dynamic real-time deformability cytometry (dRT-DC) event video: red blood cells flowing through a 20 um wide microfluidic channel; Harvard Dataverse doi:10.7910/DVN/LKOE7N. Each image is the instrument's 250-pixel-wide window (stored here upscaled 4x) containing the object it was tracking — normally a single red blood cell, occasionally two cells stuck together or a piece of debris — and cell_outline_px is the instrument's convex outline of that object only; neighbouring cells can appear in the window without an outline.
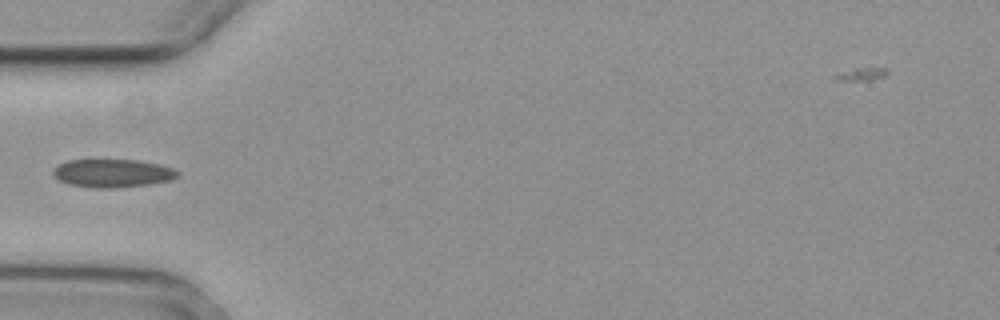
{"species": "common noctule bat (a hibernating species)", "species_latin": "Nyctalus noctula", "temperature_condition": "cold", "stored_images_in_passage": 6, "camera_frame_rate_fps": 3000, "um_per_image_px": 0.085, "animal": {"sex": "female", "body_mass_g": 29.2, "forearm_length_mm": 56.3}, "frame": {"image": 1, "passage_image": 5, "time_ms": 1.333, "image_size_px": [1000, 320], "cell_outline_px": [[180, 176], [172, 180], [148, 184], [112, 188], [92, 188], [68, 184], [52, 176], [52, 168], [68, 160], [140, 160], [172, 168], [180, 172]], "centroid_in_image_um": [9.55, 14.73], "position_along_channel_um": 75.5, "area_um2": 20.52}}
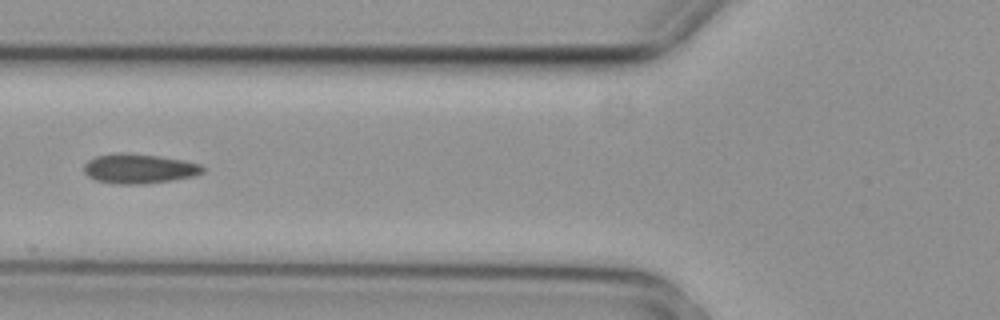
{"frame": {"image": 2, "passage_image": 6, "time_ms": 1.667, "image_size_px": [1000, 320], "cell_outline_px": [[204, 172], [196, 176], [172, 180], [144, 184], [112, 184], [96, 180], [88, 176], [84, 172], [84, 164], [88, 160], [96, 156], [120, 152], [124, 152], [156, 156], [180, 160], [200, 164], [204, 168]], "centroid_in_image_um": [11.8, 14.34], "position_along_channel_um": 114.0, "area_um2": 20.52}}